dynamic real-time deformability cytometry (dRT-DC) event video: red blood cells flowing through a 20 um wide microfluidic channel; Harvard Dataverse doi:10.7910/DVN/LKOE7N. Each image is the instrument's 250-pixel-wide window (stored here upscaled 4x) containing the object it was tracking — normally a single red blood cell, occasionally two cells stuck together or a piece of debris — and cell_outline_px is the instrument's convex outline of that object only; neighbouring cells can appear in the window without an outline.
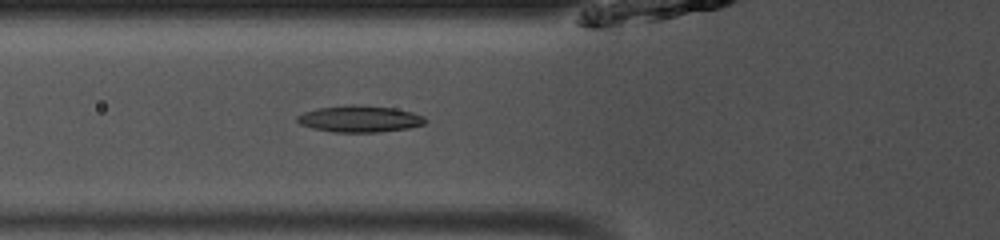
{"species": "common noctule bat (a hibernating species)", "species_latin": "Nyctalus noctula", "temperature_condition": "room temperature", "stored_images_in_passage": 35, "camera_frame_rate_fps": 3000, "um_per_image_px": 0.085, "animal": {"sex": "male", "body_mass_g": 13.0, "forearm_length_mm": 53.1}, "frame": {"image": 1, "passage_image": 7, "time_ms": 2.0, "image_size_px": [1000, 240], "cell_outline_px": [[428, 120], [424, 124], [408, 128], [380, 132], [336, 132], [312, 128], [300, 124], [296, 120], [296, 116], [304, 112], [316, 108], [348, 104], [356, 104], [396, 108], [412, 112], [424, 116]], "centroid_in_image_um": [30.58, 10.09], "position_along_channel_um": 95.2, "area_um2": 20.06}}
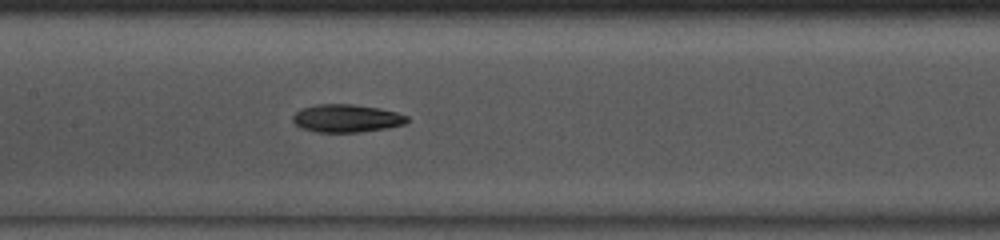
{"frame": {"image": 2, "passage_image": 13, "time_ms": 4.0, "image_size_px": [1000, 240], "cell_outline_px": [[408, 120], [404, 124], [384, 128], [360, 132], [316, 132], [300, 128], [292, 120], [292, 116], [300, 108], [316, 104], [352, 104], [380, 108], [396, 112], [408, 116]], "centroid_in_image_um": [29.41, 10.05], "position_along_channel_um": 178.0, "area_um2": 18.61}}
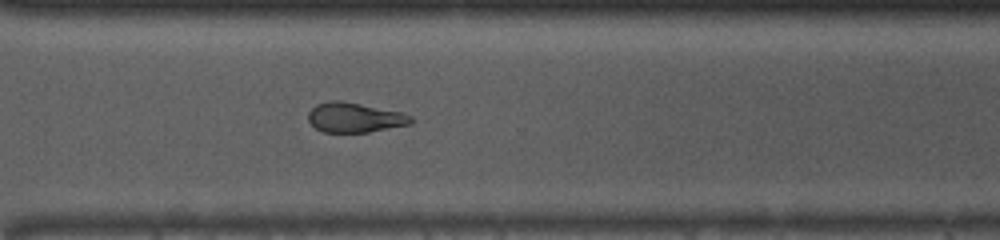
{"frame": {"image": 3, "passage_image": 25, "time_ms": 8.0, "image_size_px": [1000, 240], "cell_outline_px": [[412, 124], [368, 132], [324, 132], [316, 128], [308, 120], [308, 112], [316, 104], [328, 100], [340, 100], [400, 112], [412, 116]], "centroid_in_image_um": [30.13, 9.98], "position_along_channel_um": 340.5, "area_um2": 17.74}, "authors_computed_cell_mechanics": {"area_um2": 18.6694, "velocity_mm_per_s": 4.0811, "shape_relaxation_time_tau1_ms": null, "shape_relaxation_time_tau2_ms": 6.3716, "deformation_change_tau1": null, "deformation_change_tau2": 0.1439}}